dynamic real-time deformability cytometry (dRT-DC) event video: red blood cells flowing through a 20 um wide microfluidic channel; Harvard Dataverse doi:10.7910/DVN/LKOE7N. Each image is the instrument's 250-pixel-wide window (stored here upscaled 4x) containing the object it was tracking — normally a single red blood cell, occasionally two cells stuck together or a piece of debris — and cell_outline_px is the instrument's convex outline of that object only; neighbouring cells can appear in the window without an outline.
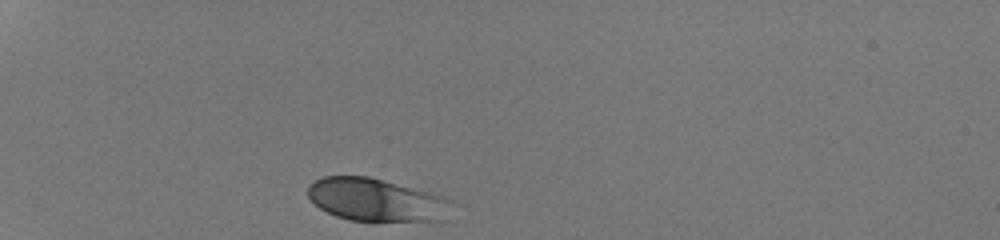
{"species": "human", "species_latin": "Homo sapiens", "temperature_condition": "room temperature", "stored_images_in_passage": 29, "camera_frame_rate_fps": 3000, "um_per_image_px": 0.085, "donor": {"sex": "male"}, "frame": {"image": 1, "passage_image": 1, "time_ms": 0.0, "image_size_px": [1000, 240], "cell_outline_px": [[456, 204], [444, 220], [352, 220], [336, 216], [320, 208], [308, 196], [308, 184], [324, 176], [368, 176], [444, 196], [452, 200]], "centroid_in_image_um": [32.02, 16.98], "position_along_channel_um": 53.0, "area_um2": 35.66}}
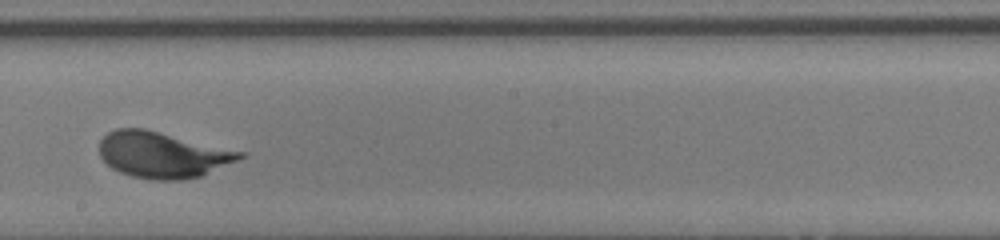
{"frame": {"image": 2, "passage_image": 17, "time_ms": 5.333, "image_size_px": [1000, 240], "cell_outline_px": [[244, 156], [236, 160], [200, 176], [184, 180], [152, 180], [132, 176], [120, 172], [112, 168], [100, 156], [100, 140], [108, 132], [116, 128], [144, 128], [244, 152]], "centroid_in_image_um": [13.77, 13.15], "position_along_channel_um": 234.4, "area_um2": 37.28}}
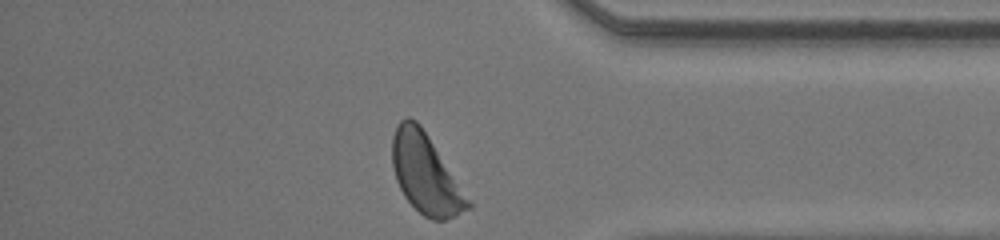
{"frame": {"image": 3, "passage_image": 29, "time_ms": 9.333, "image_size_px": [1000, 240], "cell_outline_px": [[472, 208], [456, 216], [444, 220], [432, 220], [424, 216], [404, 196], [396, 180], [392, 164], [392, 136], [396, 124], [400, 120], [408, 116], [416, 120], [420, 124], [472, 204]], "centroid_in_image_um": [36.15, 14.77], "position_along_channel_um": 399.1, "area_um2": 34.62}, "authors_computed_cell_mechanics": {"area_um2": 36.992, "velocity_mm_per_s": 4.2834, "shape_relaxation_time_tau1_ms": 2.0219, "shape_relaxation_time_tau2_ms": null, "deformation_change_tau1": 0.1379, "deformation_change_tau2": null}}